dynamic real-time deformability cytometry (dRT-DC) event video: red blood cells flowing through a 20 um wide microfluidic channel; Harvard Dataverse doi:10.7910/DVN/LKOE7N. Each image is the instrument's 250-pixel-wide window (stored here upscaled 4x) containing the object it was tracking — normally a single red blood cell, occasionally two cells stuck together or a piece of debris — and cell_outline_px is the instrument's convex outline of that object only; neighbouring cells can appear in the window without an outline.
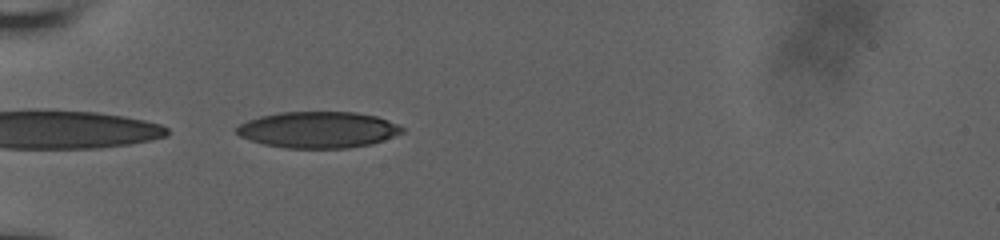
{"species": "human", "species_latin": "Homo sapiens", "temperature_condition": "room temperature", "stored_images_in_passage": 38, "camera_frame_rate_fps": 3000, "um_per_image_px": 0.085, "donor": {"sex": "male"}, "frame": {"image": 1, "passage_image": 1, "time_ms": 0.0, "image_size_px": [1000, 240], "cell_outline_px": [[404, 132], [384, 140], [372, 144], [348, 148], [284, 148], [264, 144], [240, 136], [236, 132], [236, 128], [240, 124], [248, 120], [260, 116], [280, 112], [356, 112], [376, 116], [388, 120], [404, 128]], "centroid_in_image_um": [27.06, 11.03], "position_along_channel_um": 57.9, "area_um2": 35.03}}
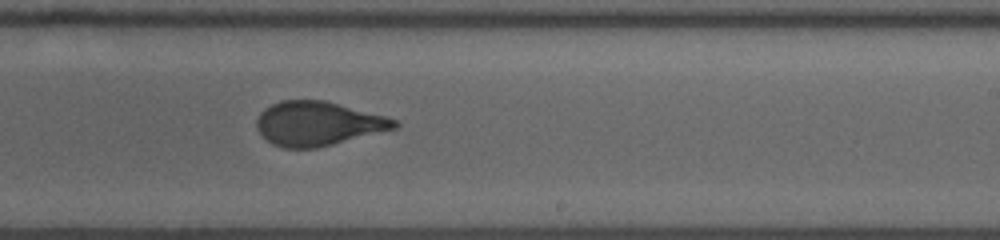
{"frame": {"image": 2, "passage_image": 18, "time_ms": 5.667, "image_size_px": [1000, 240], "cell_outline_px": [[400, 124], [396, 128], [316, 148], [284, 148], [272, 144], [260, 136], [256, 128], [256, 120], [260, 112], [264, 108], [280, 100], [324, 100], [400, 120]], "centroid_in_image_um": [26.98, 10.5], "position_along_channel_um": 262.0, "area_um2": 35.49}}
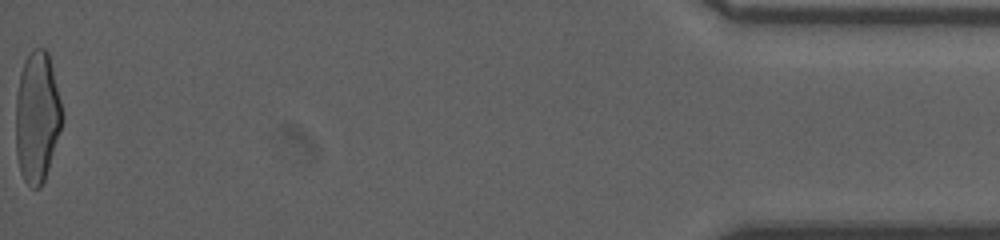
{"frame": {"image": 3, "passage_image": 38, "time_ms": 12.333, "image_size_px": [1000, 240], "cell_outline_px": [[64, 120], [44, 180], [40, 188], [32, 188], [24, 180], [20, 172], [16, 152], [16, 96], [20, 72], [24, 60], [32, 48], [44, 48], [48, 52], [60, 100]], "centroid_in_image_um": [3.14, 9.94], "position_along_channel_um": 432.1, "area_um2": 35.43}, "authors_computed_cell_mechanics": {"area_um2": 35.8938, "velocity_mm_per_s": 3.8585, "shape_relaxation_time_tau1_ms": 5.8071, "shape_relaxation_time_tau2_ms": 0.8418, "deformation_change_tau1": 0.2091, "deformation_change_tau2": 0.0816}}